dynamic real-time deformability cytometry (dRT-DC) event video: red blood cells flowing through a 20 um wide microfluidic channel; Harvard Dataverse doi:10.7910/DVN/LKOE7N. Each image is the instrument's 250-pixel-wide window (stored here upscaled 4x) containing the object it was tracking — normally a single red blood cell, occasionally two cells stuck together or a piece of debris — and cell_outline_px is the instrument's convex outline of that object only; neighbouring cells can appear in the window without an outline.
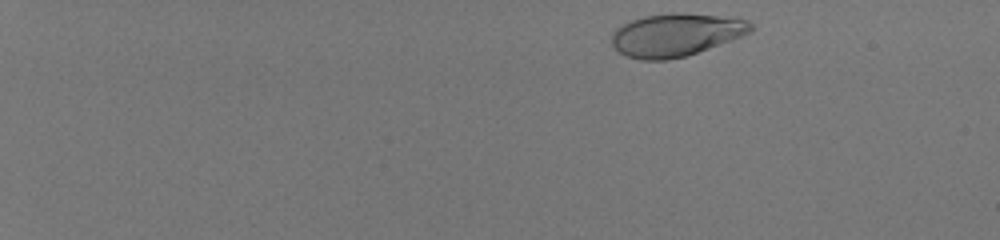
{"species": "human", "species_latin": "Homo sapiens", "temperature_condition": "room temperature", "stored_images_in_passage": 48, "camera_frame_rate_fps": 3000, "um_per_image_px": 0.085, "donor": {"sex": "male"}, "frame": {"image": 1, "passage_image": 2, "time_ms": 0.333, "image_size_px": [1000, 240], "cell_outline_px": [[752, 32], [732, 40], [684, 56], [668, 60], [640, 60], [628, 56], [620, 52], [612, 44], [612, 32], [620, 24], [644, 16], [672, 12], [680, 12], [716, 16], [748, 20], [752, 24]], "centroid_in_image_um": [57.42, 2.95], "position_along_channel_um": 27.6, "area_um2": 34.56}}
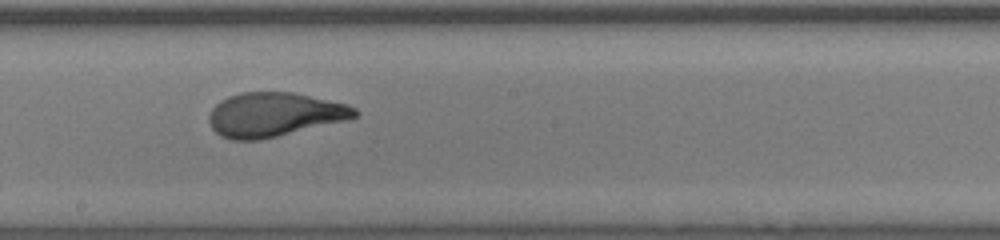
{"frame": {"image": 2, "passage_image": 29, "time_ms": 9.333, "image_size_px": [1000, 240], "cell_outline_px": [[360, 112], [356, 116], [348, 120], [260, 140], [232, 140], [220, 136], [212, 128], [208, 120], [208, 116], [212, 108], [220, 100], [228, 96], [240, 92], [292, 92], [348, 104], [356, 108]], "centroid_in_image_um": [23.31, 9.74], "position_along_channel_um": 224.9, "area_um2": 37.69}}
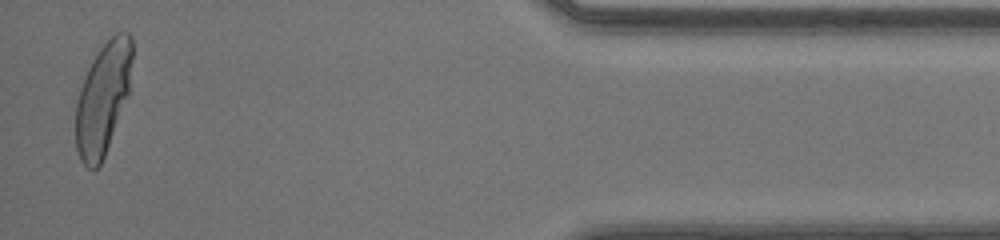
{"frame": {"image": 3, "passage_image": 47, "time_ms": 15.333, "image_size_px": [1000, 240], "cell_outline_px": [[132, 60], [128, 96], [104, 156], [100, 164], [96, 168], [88, 168], [80, 160], [76, 152], [76, 100], [84, 76], [92, 60], [100, 48], [116, 32], [128, 32], [132, 36]], "centroid_in_image_um": [8.74, 8.35], "position_along_channel_um": 426.5, "area_um2": 36.7}, "authors_computed_cell_mechanics": {"area_um2": 36.9631, "velocity_mm_per_s": 4.1296, "shape_relaxation_time_tau1_ms": 4.3429, "shape_relaxation_time_tau2_ms": null, "deformation_change_tau1": 0.2222, "deformation_change_tau2": null}}